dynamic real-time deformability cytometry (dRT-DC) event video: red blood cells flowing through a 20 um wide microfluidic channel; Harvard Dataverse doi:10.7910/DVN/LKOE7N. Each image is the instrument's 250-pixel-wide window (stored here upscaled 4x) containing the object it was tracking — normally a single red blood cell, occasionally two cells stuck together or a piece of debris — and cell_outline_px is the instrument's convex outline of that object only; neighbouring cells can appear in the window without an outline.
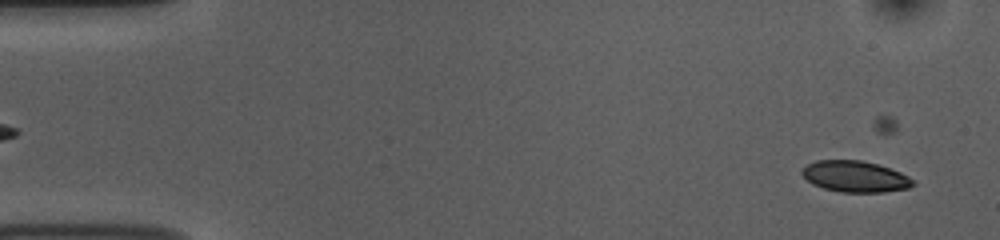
{"species": "common noctule bat (a hibernating species)", "species_latin": "Nyctalus noctula", "temperature_condition": "room temperature", "stored_images_in_passage": 20, "camera_frame_rate_fps": 3000, "um_per_image_px": 0.085, "animal": {"sex": "female", "body_mass_g": 10.0, "forearm_length_mm": 53.1}, "frame": {"image": 1, "passage_image": 2, "time_ms": 0.333, "image_size_px": [1000, 240], "cell_outline_px": [[916, 184], [908, 188], [884, 192], [840, 192], [824, 188], [812, 184], [800, 172], [808, 164], [816, 160], [860, 160], [876, 164], [900, 172], [908, 176]], "centroid_in_image_um": [72.68, 15.01], "position_along_channel_um": 12.3, "area_um2": 20.0}}
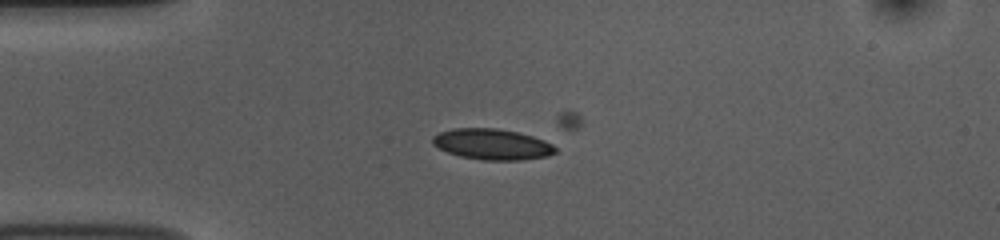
{"frame": {"image": 2, "passage_image": 12, "time_ms": 3.667, "image_size_px": [1000, 240], "cell_outline_px": [[556, 152], [548, 156], [520, 160], [484, 160], [460, 156], [448, 152], [432, 144], [432, 136], [440, 132], [452, 128], [496, 128], [516, 132], [532, 136], [544, 140], [552, 144], [556, 148]], "centroid_in_image_um": [41.83, 12.26], "position_along_channel_um": 43.2, "area_um2": 21.96}}